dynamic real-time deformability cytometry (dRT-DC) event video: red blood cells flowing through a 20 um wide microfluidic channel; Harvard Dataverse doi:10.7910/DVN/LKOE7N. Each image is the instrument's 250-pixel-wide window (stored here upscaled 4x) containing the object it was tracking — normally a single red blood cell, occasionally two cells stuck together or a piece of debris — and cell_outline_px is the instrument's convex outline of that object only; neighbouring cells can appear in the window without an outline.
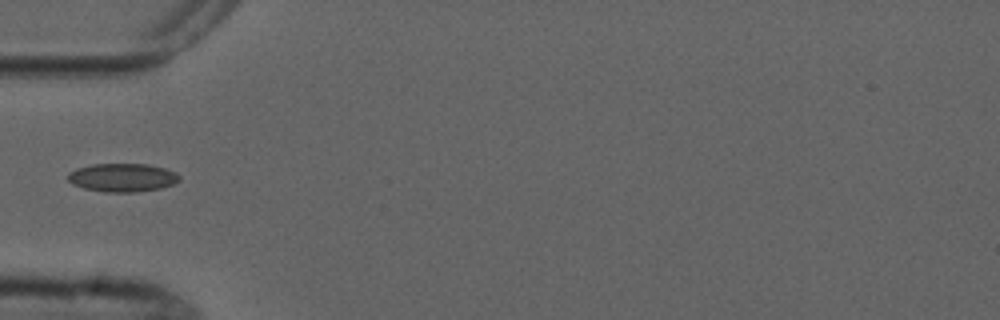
{"species": "common noctule bat (a hibernating species)", "species_latin": "Nyctalus noctula", "temperature_condition": "cold", "stored_images_in_passage": 1, "camera_frame_rate_fps": 3000, "um_per_image_px": 0.085, "animal": {"sex": "male", "forearm_length_mm": 52.5}, "frame": {"image": 1, "passage_image": 1, "time_ms": 0.0, "image_size_px": [1000, 320], "cell_outline_px": [[180, 180], [172, 184], [160, 188], [136, 192], [104, 192], [84, 188], [72, 184], [68, 180], [68, 172], [76, 168], [92, 164], [148, 164], [164, 168], [176, 172], [180, 176]], "centroid_in_image_um": [10.39, 15.09], "position_along_channel_um": 74.6, "area_um2": 18.5}}